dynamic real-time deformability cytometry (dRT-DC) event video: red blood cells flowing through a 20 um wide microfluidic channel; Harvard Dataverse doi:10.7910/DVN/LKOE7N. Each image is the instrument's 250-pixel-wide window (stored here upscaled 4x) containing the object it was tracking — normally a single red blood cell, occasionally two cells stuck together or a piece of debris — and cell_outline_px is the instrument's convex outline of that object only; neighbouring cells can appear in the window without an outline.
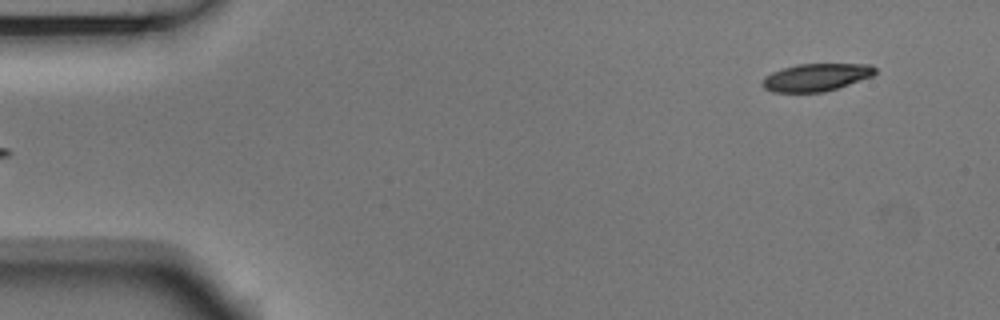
{"species": "Egyptian fruit bat (a non-hibernating species)", "species_latin": "Rousettus aegyptiacus", "temperature_condition": "room temperature", "stored_images_in_passage": 4, "segment_of_instrument_passage": [2, 2], "camera_frame_rate_fps": 3000, "um_per_image_px": 0.085, "animal": {"sex": "male"}, "frame": {"image": 1, "passage_image": 4, "time_ms": 1.0, "image_size_px": [1000, 320], "cell_outline_px": [[876, 72], [872, 76], [824, 92], [772, 92], [764, 88], [760, 84], [764, 76], [772, 72], [796, 64], [872, 64], [876, 68]], "centroid_in_image_um": [69.34, 6.57], "position_along_channel_um": 15.7, "area_um2": 18.09}}